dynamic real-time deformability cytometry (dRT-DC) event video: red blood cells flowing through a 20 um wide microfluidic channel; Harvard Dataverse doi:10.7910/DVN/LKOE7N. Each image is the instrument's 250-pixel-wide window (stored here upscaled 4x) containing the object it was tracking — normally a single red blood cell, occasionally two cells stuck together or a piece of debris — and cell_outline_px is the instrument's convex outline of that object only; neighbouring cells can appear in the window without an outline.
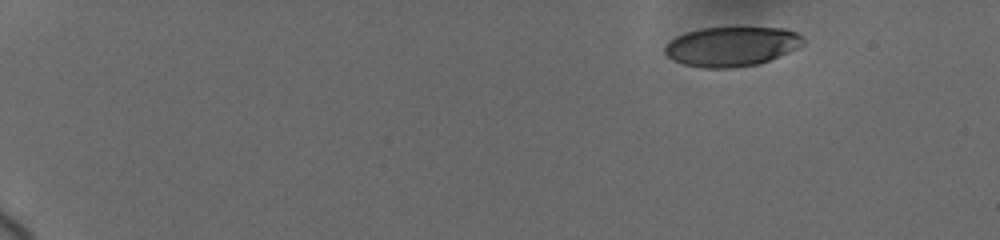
{"species": "human", "species_latin": "Homo sapiens", "temperature_condition": "cold", "stored_images_in_passage": 13, "camera_frame_rate_fps": 3000, "um_per_image_px": 0.085, "donor": {"sex": "female"}, "frame": {"image": 1, "passage_image": 1, "time_ms": 0.0, "image_size_px": [1000, 240], "cell_outline_px": [[804, 44], [788, 52], [768, 60], [756, 64], [732, 68], [704, 68], [684, 64], [672, 60], [664, 52], [664, 48], [676, 36], [684, 32], [700, 28], [784, 28], [796, 32], [804, 40]], "centroid_in_image_um": [62.15, 3.95], "position_along_channel_um": 22.8, "area_um2": 31.62}}
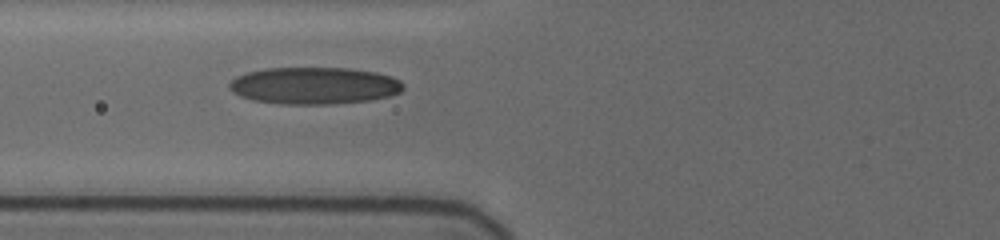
{"frame": {"image": 2, "passage_image": 11, "time_ms": 6.0, "image_size_px": [1000, 240], "cell_outline_px": [[404, 88], [400, 92], [388, 96], [368, 100], [328, 104], [280, 104], [252, 100], [240, 96], [232, 92], [228, 88], [228, 84], [236, 76], [248, 72], [264, 68], [348, 68], [376, 72], [400, 80], [404, 84]], "centroid_in_image_um": [26.67, 7.28], "position_along_channel_um": 99.1, "area_um2": 37.51}}
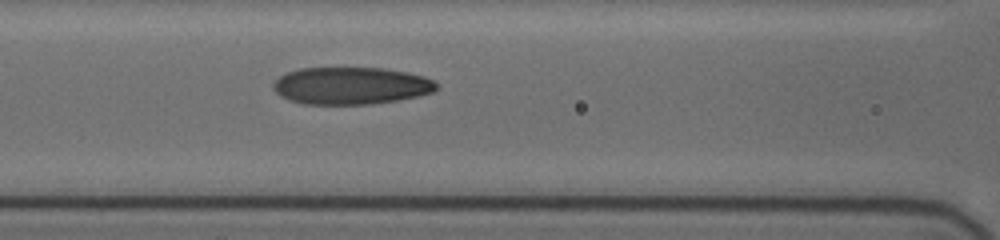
{"frame": {"image": 3, "passage_image": 13, "time_ms": 7.0, "image_size_px": [1000, 240], "cell_outline_px": [[440, 88], [432, 92], [416, 96], [396, 100], [372, 104], [304, 104], [288, 100], [280, 96], [272, 88], [272, 84], [280, 76], [288, 72], [300, 68], [384, 68], [408, 72], [424, 76], [440, 84]], "centroid_in_image_um": [29.84, 7.28], "position_along_channel_um": 136.8, "area_um2": 35.6}}